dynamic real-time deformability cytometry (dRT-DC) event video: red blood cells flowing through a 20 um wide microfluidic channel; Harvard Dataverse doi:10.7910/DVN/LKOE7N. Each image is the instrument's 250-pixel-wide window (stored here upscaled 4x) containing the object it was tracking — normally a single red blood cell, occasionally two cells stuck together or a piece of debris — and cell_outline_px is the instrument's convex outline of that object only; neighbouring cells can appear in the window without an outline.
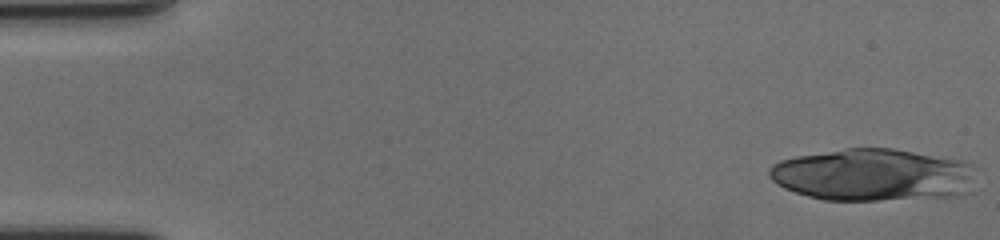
{"species": "human", "species_latin": "Homo sapiens", "temperature_condition": "cold", "stored_images_in_passage": 53, "camera_frame_rate_fps": 3000, "um_per_image_px": 0.085, "donor": {"sex": "female"}, "frame": {"image": 1, "passage_image": 1, "time_ms": 0.0, "image_size_px": [1000, 240], "cell_outline_px": [[972, 192], [952, 196], [876, 200], [824, 200], [808, 196], [784, 188], [776, 184], [768, 176], [768, 168], [772, 164], [780, 160], [796, 156], [844, 148], [892, 148], [964, 160], [968, 164]], "centroid_in_image_um": [74.11, 14.86], "position_along_channel_um": 10.9, "area_um2": 62.83}, "authors_computed_cell_mechanics": {"area_um2": 34.969, "velocity_mm_per_s": 3.511, "shape_relaxation_time_tau1_ms": 0.2676, "shape_relaxation_time_tau2_ms": null, "deformation_change_tau1": 0.1925, "deformation_change_tau2": null}}